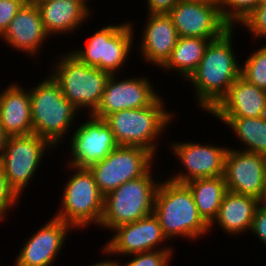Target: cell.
<instances>
[{"instance_id":"cell-1","label":"cell","mask_w":266,"mask_h":266,"mask_svg":"<svg viewBox=\"0 0 266 266\" xmlns=\"http://www.w3.org/2000/svg\"><path fill=\"white\" fill-rule=\"evenodd\" d=\"M230 27L219 38L206 46L198 68L187 80L195 89V99L207 114L228 93L230 86L241 75V65L234 50V31Z\"/></svg>"},{"instance_id":"cell-2","label":"cell","mask_w":266,"mask_h":266,"mask_svg":"<svg viewBox=\"0 0 266 266\" xmlns=\"http://www.w3.org/2000/svg\"><path fill=\"white\" fill-rule=\"evenodd\" d=\"M161 179L155 195L154 214L169 242L177 237L189 241L206 237L210 226L200 216L189 187L185 183Z\"/></svg>"},{"instance_id":"cell-3","label":"cell","mask_w":266,"mask_h":266,"mask_svg":"<svg viewBox=\"0 0 266 266\" xmlns=\"http://www.w3.org/2000/svg\"><path fill=\"white\" fill-rule=\"evenodd\" d=\"M48 75L29 89L32 128L33 133L46 139L57 149L60 143L65 144L68 133L76 126L77 114L82 113L64 97L59 84Z\"/></svg>"},{"instance_id":"cell-4","label":"cell","mask_w":266,"mask_h":266,"mask_svg":"<svg viewBox=\"0 0 266 266\" xmlns=\"http://www.w3.org/2000/svg\"><path fill=\"white\" fill-rule=\"evenodd\" d=\"M159 96L143 108L121 110L107 115L104 120L121 146H136L158 155L159 141L174 120L173 111L166 110V101ZM165 102V103H164Z\"/></svg>"},{"instance_id":"cell-5","label":"cell","mask_w":266,"mask_h":266,"mask_svg":"<svg viewBox=\"0 0 266 266\" xmlns=\"http://www.w3.org/2000/svg\"><path fill=\"white\" fill-rule=\"evenodd\" d=\"M65 52L58 54L49 74L59 84L64 97L79 111L86 110L87 115L93 114L101 102L111 74L88 66L70 51Z\"/></svg>"},{"instance_id":"cell-6","label":"cell","mask_w":266,"mask_h":266,"mask_svg":"<svg viewBox=\"0 0 266 266\" xmlns=\"http://www.w3.org/2000/svg\"><path fill=\"white\" fill-rule=\"evenodd\" d=\"M153 174V175H152ZM153 168L142 177L129 180L104 197V212L100 228H114L133 223L154 213L155 195L160 180ZM158 178V179H157Z\"/></svg>"},{"instance_id":"cell-7","label":"cell","mask_w":266,"mask_h":266,"mask_svg":"<svg viewBox=\"0 0 266 266\" xmlns=\"http://www.w3.org/2000/svg\"><path fill=\"white\" fill-rule=\"evenodd\" d=\"M72 175L65 182L60 206L55 217L70 224L77 231L100 225L104 212V195L100 192L89 168L67 164Z\"/></svg>"},{"instance_id":"cell-8","label":"cell","mask_w":266,"mask_h":266,"mask_svg":"<svg viewBox=\"0 0 266 266\" xmlns=\"http://www.w3.org/2000/svg\"><path fill=\"white\" fill-rule=\"evenodd\" d=\"M126 22V23H125ZM133 21L107 24L94 30L84 47L69 50L88 66L113 74H120L132 54L135 26ZM96 31V32H95ZM119 72V73H118Z\"/></svg>"},{"instance_id":"cell-9","label":"cell","mask_w":266,"mask_h":266,"mask_svg":"<svg viewBox=\"0 0 266 266\" xmlns=\"http://www.w3.org/2000/svg\"><path fill=\"white\" fill-rule=\"evenodd\" d=\"M54 150L46 139L35 133L8 137L0 156V167L10 187L19 197L23 195L28 184L30 186L29 182L34 179L35 173L41 167L47 153L45 151Z\"/></svg>"},{"instance_id":"cell-10","label":"cell","mask_w":266,"mask_h":266,"mask_svg":"<svg viewBox=\"0 0 266 266\" xmlns=\"http://www.w3.org/2000/svg\"><path fill=\"white\" fill-rule=\"evenodd\" d=\"M156 157L141 147L118 145L105 159L92 164L89 170L100 192L106 196L127 181L147 174Z\"/></svg>"},{"instance_id":"cell-11","label":"cell","mask_w":266,"mask_h":266,"mask_svg":"<svg viewBox=\"0 0 266 266\" xmlns=\"http://www.w3.org/2000/svg\"><path fill=\"white\" fill-rule=\"evenodd\" d=\"M111 232H114L112 238L101 247L105 256L118 258L153 250H175L173 246L165 245L169 240L163 234L159 219L154 213L133 223L120 225Z\"/></svg>"},{"instance_id":"cell-12","label":"cell","mask_w":266,"mask_h":266,"mask_svg":"<svg viewBox=\"0 0 266 266\" xmlns=\"http://www.w3.org/2000/svg\"><path fill=\"white\" fill-rule=\"evenodd\" d=\"M173 142H170L169 148L184 170L180 169L181 172L177 171L174 175L167 177L168 179L178 183H187L197 178L223 176L228 146L223 147L212 143L200 144L196 141Z\"/></svg>"},{"instance_id":"cell-13","label":"cell","mask_w":266,"mask_h":266,"mask_svg":"<svg viewBox=\"0 0 266 266\" xmlns=\"http://www.w3.org/2000/svg\"><path fill=\"white\" fill-rule=\"evenodd\" d=\"M223 177L228 191L262 201L266 189V156L229 147Z\"/></svg>"},{"instance_id":"cell-14","label":"cell","mask_w":266,"mask_h":266,"mask_svg":"<svg viewBox=\"0 0 266 266\" xmlns=\"http://www.w3.org/2000/svg\"><path fill=\"white\" fill-rule=\"evenodd\" d=\"M87 121L78 124L69 139L71 149L67 164L89 168L105 159L117 146L113 132L104 119L86 115ZM72 157V158H71Z\"/></svg>"},{"instance_id":"cell-15","label":"cell","mask_w":266,"mask_h":266,"mask_svg":"<svg viewBox=\"0 0 266 266\" xmlns=\"http://www.w3.org/2000/svg\"><path fill=\"white\" fill-rule=\"evenodd\" d=\"M117 77L118 74L110 76L93 116L104 119L107 115L121 110L147 107L161 95L155 90L149 77Z\"/></svg>"},{"instance_id":"cell-16","label":"cell","mask_w":266,"mask_h":266,"mask_svg":"<svg viewBox=\"0 0 266 266\" xmlns=\"http://www.w3.org/2000/svg\"><path fill=\"white\" fill-rule=\"evenodd\" d=\"M71 230L75 229L53 215L31 237L29 236L19 251L14 265L52 266L62 252Z\"/></svg>"},{"instance_id":"cell-17","label":"cell","mask_w":266,"mask_h":266,"mask_svg":"<svg viewBox=\"0 0 266 266\" xmlns=\"http://www.w3.org/2000/svg\"><path fill=\"white\" fill-rule=\"evenodd\" d=\"M168 14L179 37L214 40L230 28L220 9L212 5L180 0Z\"/></svg>"},{"instance_id":"cell-18","label":"cell","mask_w":266,"mask_h":266,"mask_svg":"<svg viewBox=\"0 0 266 266\" xmlns=\"http://www.w3.org/2000/svg\"><path fill=\"white\" fill-rule=\"evenodd\" d=\"M0 38L10 48L36 59L38 53L42 52L40 50L44 41L49 40L50 36L45 31L40 12L33 0H28L21 7Z\"/></svg>"},{"instance_id":"cell-19","label":"cell","mask_w":266,"mask_h":266,"mask_svg":"<svg viewBox=\"0 0 266 266\" xmlns=\"http://www.w3.org/2000/svg\"><path fill=\"white\" fill-rule=\"evenodd\" d=\"M146 24L143 26L142 38L138 45V53L145 63L159 67L170 58L179 39L176 27L168 13L147 14Z\"/></svg>"},{"instance_id":"cell-20","label":"cell","mask_w":266,"mask_h":266,"mask_svg":"<svg viewBox=\"0 0 266 266\" xmlns=\"http://www.w3.org/2000/svg\"><path fill=\"white\" fill-rule=\"evenodd\" d=\"M210 114L213 117L266 116V91L251 84L240 75L208 115Z\"/></svg>"},{"instance_id":"cell-21","label":"cell","mask_w":266,"mask_h":266,"mask_svg":"<svg viewBox=\"0 0 266 266\" xmlns=\"http://www.w3.org/2000/svg\"><path fill=\"white\" fill-rule=\"evenodd\" d=\"M12 83L0 90V124L8 136L33 133L30 90Z\"/></svg>"},{"instance_id":"cell-22","label":"cell","mask_w":266,"mask_h":266,"mask_svg":"<svg viewBox=\"0 0 266 266\" xmlns=\"http://www.w3.org/2000/svg\"><path fill=\"white\" fill-rule=\"evenodd\" d=\"M34 2L40 12L45 31L52 37L75 33L91 16L80 2L62 0Z\"/></svg>"},{"instance_id":"cell-23","label":"cell","mask_w":266,"mask_h":266,"mask_svg":"<svg viewBox=\"0 0 266 266\" xmlns=\"http://www.w3.org/2000/svg\"><path fill=\"white\" fill-rule=\"evenodd\" d=\"M259 203L260 201L254 197L227 190L222 198L217 218L210 225V233L215 225L227 233V236L232 235L231 237L248 233Z\"/></svg>"},{"instance_id":"cell-24","label":"cell","mask_w":266,"mask_h":266,"mask_svg":"<svg viewBox=\"0 0 266 266\" xmlns=\"http://www.w3.org/2000/svg\"><path fill=\"white\" fill-rule=\"evenodd\" d=\"M210 41L197 37H179L170 58L160 69L167 73L177 72L184 81H187L198 68Z\"/></svg>"},{"instance_id":"cell-25","label":"cell","mask_w":266,"mask_h":266,"mask_svg":"<svg viewBox=\"0 0 266 266\" xmlns=\"http://www.w3.org/2000/svg\"><path fill=\"white\" fill-rule=\"evenodd\" d=\"M185 184L193 195L200 216L210 226L217 218L222 198L227 191L224 177L197 178Z\"/></svg>"},{"instance_id":"cell-26","label":"cell","mask_w":266,"mask_h":266,"mask_svg":"<svg viewBox=\"0 0 266 266\" xmlns=\"http://www.w3.org/2000/svg\"><path fill=\"white\" fill-rule=\"evenodd\" d=\"M227 125L236 134L244 151L266 156V116L248 117H215Z\"/></svg>"},{"instance_id":"cell-27","label":"cell","mask_w":266,"mask_h":266,"mask_svg":"<svg viewBox=\"0 0 266 266\" xmlns=\"http://www.w3.org/2000/svg\"><path fill=\"white\" fill-rule=\"evenodd\" d=\"M244 61L241 64V76L266 91V44L256 48Z\"/></svg>"},{"instance_id":"cell-28","label":"cell","mask_w":266,"mask_h":266,"mask_svg":"<svg viewBox=\"0 0 266 266\" xmlns=\"http://www.w3.org/2000/svg\"><path fill=\"white\" fill-rule=\"evenodd\" d=\"M259 4L260 0H223L220 13L230 27H236L240 26Z\"/></svg>"},{"instance_id":"cell-29","label":"cell","mask_w":266,"mask_h":266,"mask_svg":"<svg viewBox=\"0 0 266 266\" xmlns=\"http://www.w3.org/2000/svg\"><path fill=\"white\" fill-rule=\"evenodd\" d=\"M174 250H153L127 255L130 261L120 266H169Z\"/></svg>"},{"instance_id":"cell-30","label":"cell","mask_w":266,"mask_h":266,"mask_svg":"<svg viewBox=\"0 0 266 266\" xmlns=\"http://www.w3.org/2000/svg\"><path fill=\"white\" fill-rule=\"evenodd\" d=\"M241 26L251 33L254 42L266 39V5H258Z\"/></svg>"},{"instance_id":"cell-31","label":"cell","mask_w":266,"mask_h":266,"mask_svg":"<svg viewBox=\"0 0 266 266\" xmlns=\"http://www.w3.org/2000/svg\"><path fill=\"white\" fill-rule=\"evenodd\" d=\"M21 198L10 187L6 179L3 169L0 167V222H4L9 210L17 207ZM17 205V206H16Z\"/></svg>"},{"instance_id":"cell-32","label":"cell","mask_w":266,"mask_h":266,"mask_svg":"<svg viewBox=\"0 0 266 266\" xmlns=\"http://www.w3.org/2000/svg\"><path fill=\"white\" fill-rule=\"evenodd\" d=\"M28 0H0V36Z\"/></svg>"},{"instance_id":"cell-33","label":"cell","mask_w":266,"mask_h":266,"mask_svg":"<svg viewBox=\"0 0 266 266\" xmlns=\"http://www.w3.org/2000/svg\"><path fill=\"white\" fill-rule=\"evenodd\" d=\"M250 233L266 246V205L262 202L255 210Z\"/></svg>"},{"instance_id":"cell-34","label":"cell","mask_w":266,"mask_h":266,"mask_svg":"<svg viewBox=\"0 0 266 266\" xmlns=\"http://www.w3.org/2000/svg\"><path fill=\"white\" fill-rule=\"evenodd\" d=\"M147 13L150 14H162L169 13L170 10L180 1V0H146Z\"/></svg>"},{"instance_id":"cell-35","label":"cell","mask_w":266,"mask_h":266,"mask_svg":"<svg viewBox=\"0 0 266 266\" xmlns=\"http://www.w3.org/2000/svg\"><path fill=\"white\" fill-rule=\"evenodd\" d=\"M120 258H116V259H106V260H101L99 262H96L94 264H92V266H120L121 265V260L119 261Z\"/></svg>"},{"instance_id":"cell-36","label":"cell","mask_w":266,"mask_h":266,"mask_svg":"<svg viewBox=\"0 0 266 266\" xmlns=\"http://www.w3.org/2000/svg\"><path fill=\"white\" fill-rule=\"evenodd\" d=\"M182 1L212 5V6H216L220 9L223 0H182Z\"/></svg>"},{"instance_id":"cell-37","label":"cell","mask_w":266,"mask_h":266,"mask_svg":"<svg viewBox=\"0 0 266 266\" xmlns=\"http://www.w3.org/2000/svg\"><path fill=\"white\" fill-rule=\"evenodd\" d=\"M8 137L9 136L4 132V129L0 124V156H1L3 150L6 146V142H7Z\"/></svg>"},{"instance_id":"cell-38","label":"cell","mask_w":266,"mask_h":266,"mask_svg":"<svg viewBox=\"0 0 266 266\" xmlns=\"http://www.w3.org/2000/svg\"><path fill=\"white\" fill-rule=\"evenodd\" d=\"M33 1H58V0H33ZM62 1L80 2L91 14H93L92 12L93 8L91 7V5L88 4V2H90L89 0H62Z\"/></svg>"},{"instance_id":"cell-39","label":"cell","mask_w":266,"mask_h":266,"mask_svg":"<svg viewBox=\"0 0 266 266\" xmlns=\"http://www.w3.org/2000/svg\"><path fill=\"white\" fill-rule=\"evenodd\" d=\"M261 202L266 205V189H265L264 197H263Z\"/></svg>"},{"instance_id":"cell-40","label":"cell","mask_w":266,"mask_h":266,"mask_svg":"<svg viewBox=\"0 0 266 266\" xmlns=\"http://www.w3.org/2000/svg\"><path fill=\"white\" fill-rule=\"evenodd\" d=\"M259 5H266V0H260V4Z\"/></svg>"}]
</instances>
